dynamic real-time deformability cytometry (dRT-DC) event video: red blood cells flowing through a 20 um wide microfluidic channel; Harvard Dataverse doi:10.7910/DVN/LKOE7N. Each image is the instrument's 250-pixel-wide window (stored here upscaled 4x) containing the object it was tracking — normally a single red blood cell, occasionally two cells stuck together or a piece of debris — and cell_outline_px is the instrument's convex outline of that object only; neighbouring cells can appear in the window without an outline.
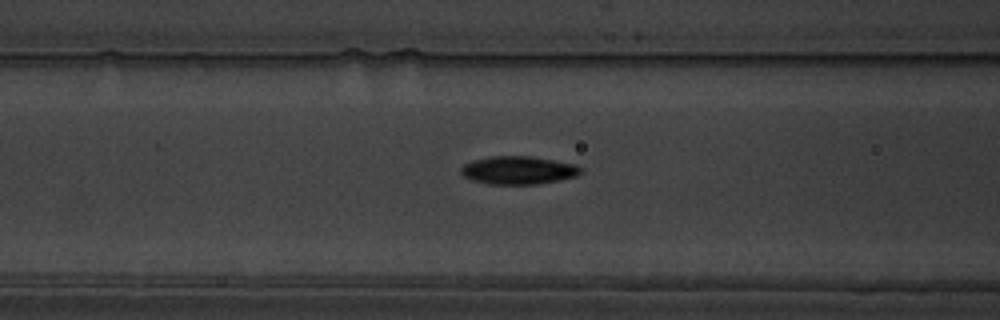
{"species": "common noctule bat (a hibernating species)", "species_latin": "Nyctalus noctula", "temperature_condition": "warm", "stored_images_in_passage": 36, "camera_frame_rate_fps": 3000, "um_per_image_px": 0.085, "animal": {"sex": "male", "body_mass_g": 19.5, "forearm_length_mm": 54.6}, "frame": {"image": 1, "passage_image": 8, "time_ms": 2.333, "image_size_px": [1000, 320], "cell_outline_px": [[584, 168], [576, 176], [560, 180], [536, 184], [488, 184], [472, 180], [464, 176], [460, 172], [460, 168], [464, 164], [472, 160], [492, 156], [532, 156], [576, 164]], "centroid_in_image_um": [44.06, 14.46], "position_along_channel_um": 122.5, "area_um2": 19.71}}
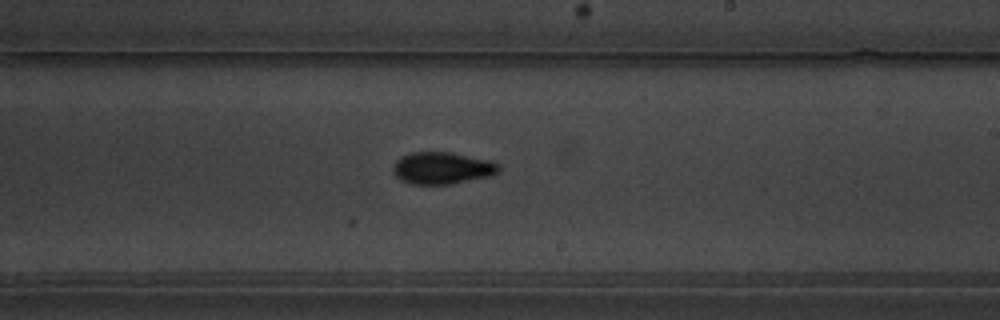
{"frame": {"image": 2, "passage_image": 19, "time_ms": 6.0, "image_size_px": [1000, 320], "cell_outline_px": [[500, 172], [492, 176], [448, 184], [412, 184], [400, 180], [392, 172], [392, 168], [396, 160], [400, 156], [412, 152], [452, 152], [492, 160], [500, 164]], "centroid_in_image_um": [37.61, 14.27], "position_along_channel_um": 251.4, "area_um2": 20.06}}
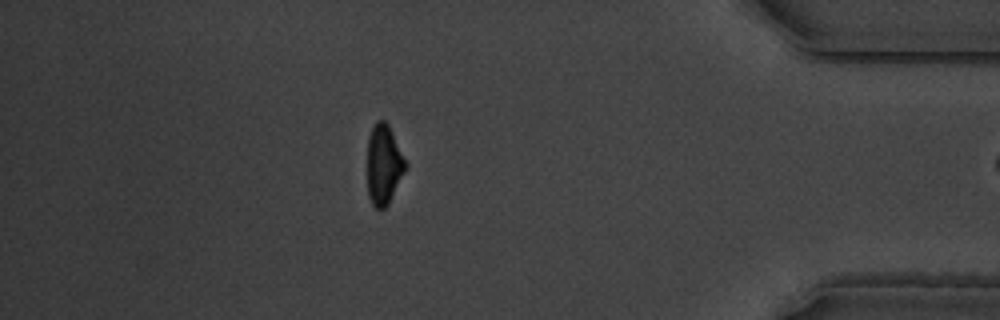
{"frame": {"image": 3, "passage_image": 35, "time_ms": 11.333, "image_size_px": [1000, 320], "cell_outline_px": [[408, 168], [388, 204], [384, 208], [376, 208], [372, 204], [368, 196], [368, 136], [376, 120], [384, 120], [388, 124], [408, 164]], "centroid_in_image_um": [32.64, 13.99], "position_along_channel_um": 402.6, "area_um2": 17.92}}